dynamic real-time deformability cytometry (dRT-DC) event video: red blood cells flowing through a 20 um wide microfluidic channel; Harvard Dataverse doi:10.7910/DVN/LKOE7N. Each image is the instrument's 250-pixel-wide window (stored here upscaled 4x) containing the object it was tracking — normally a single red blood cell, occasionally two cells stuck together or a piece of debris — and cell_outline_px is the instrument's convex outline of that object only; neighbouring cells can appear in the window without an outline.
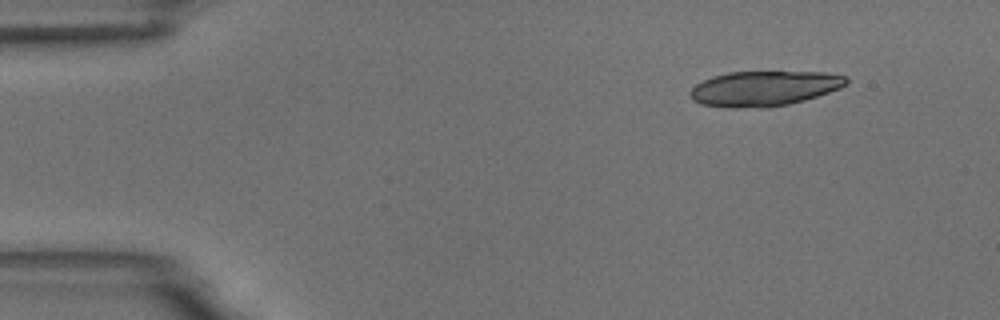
{"species": "common noctule bat (a hibernating species)", "species_latin": "Nyctalus noctula", "temperature_condition": "room temperature", "stored_images_in_passage": 5, "camera_frame_rate_fps": 3000, "um_per_image_px": 0.085, "animal": {"sex": "male", "body_mass_g": 18.8}, "frame": {"image": 1, "passage_image": 1, "time_ms": 0.0, "image_size_px": [1000, 320], "cell_outline_px": [[848, 84], [840, 88], [804, 100], [788, 104], [768, 108], [728, 108], [700, 104], [692, 100], [688, 96], [688, 92], [696, 84], [712, 76], [728, 72], [824, 72], [848, 76]], "centroid_in_image_um": [64.92, 7.53], "position_along_channel_um": 20.1, "area_um2": 32.25}}